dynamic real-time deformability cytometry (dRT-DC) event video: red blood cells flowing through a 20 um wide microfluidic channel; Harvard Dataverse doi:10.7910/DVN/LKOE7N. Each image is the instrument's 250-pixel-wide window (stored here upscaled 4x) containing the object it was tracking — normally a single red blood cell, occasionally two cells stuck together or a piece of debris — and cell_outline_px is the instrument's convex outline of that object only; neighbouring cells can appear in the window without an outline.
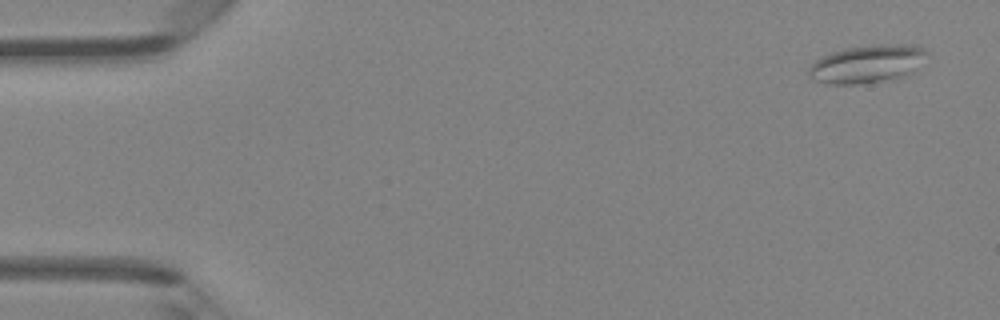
{"species": "Egyptian fruit bat (a non-hibernating species)", "species_latin": "Rousettus aegyptiacus", "temperature_condition": "room temperature", "stored_images_in_passage": 4, "camera_frame_rate_fps": 3000, "um_per_image_px": 0.085, "animal": {"sex": "female"}, "frame": {"image": 1, "passage_image": 1, "time_ms": 0.0, "image_size_px": [1000, 320], "cell_outline_px": [[928, 52], [912, 72], [908, 76], [896, 80], [860, 84], [824, 84], [812, 80], [808, 76], [808, 68], [816, 60], [832, 52], [848, 48], [884, 44], [920, 44]], "centroid_in_image_um": [73.73, 5.46], "position_along_channel_um": 11.3, "area_um2": 26.47}}